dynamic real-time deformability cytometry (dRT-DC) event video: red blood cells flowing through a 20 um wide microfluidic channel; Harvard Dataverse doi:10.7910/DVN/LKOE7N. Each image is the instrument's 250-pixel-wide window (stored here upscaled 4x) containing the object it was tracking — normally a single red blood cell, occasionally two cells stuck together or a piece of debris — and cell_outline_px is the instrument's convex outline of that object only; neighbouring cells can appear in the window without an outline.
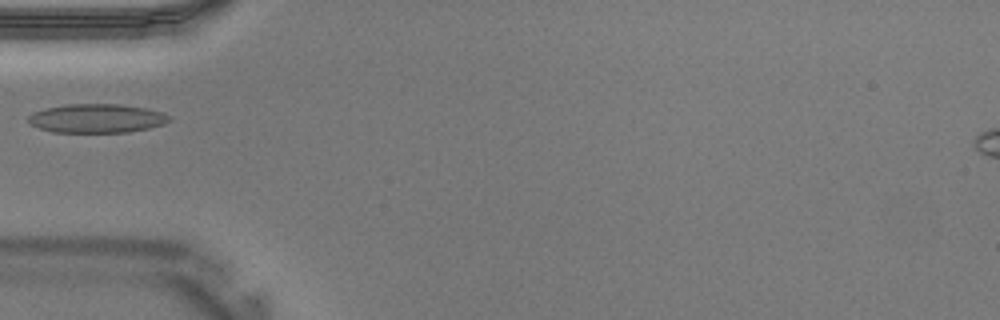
{"species": "Egyptian fruit bat (a non-hibernating species)", "species_latin": "Rousettus aegyptiacus", "temperature_condition": "warm", "stored_images_in_passage": 23, "camera_frame_rate_fps": 3000, "um_per_image_px": 0.085, "animal": {"sex": "male"}, "frame": {"image": 1, "passage_image": 1, "time_ms": 0.0, "image_size_px": [1000, 320], "cell_outline_px": [[172, 120], [164, 124], [148, 128], [128, 132], [52, 132], [28, 124], [28, 116], [32, 112], [44, 108], [64, 104], [120, 104], [144, 108], [160, 112], [172, 116]], "centroid_in_image_um": [8.19, 10.06], "position_along_channel_um": 76.8, "area_um2": 23.87}}